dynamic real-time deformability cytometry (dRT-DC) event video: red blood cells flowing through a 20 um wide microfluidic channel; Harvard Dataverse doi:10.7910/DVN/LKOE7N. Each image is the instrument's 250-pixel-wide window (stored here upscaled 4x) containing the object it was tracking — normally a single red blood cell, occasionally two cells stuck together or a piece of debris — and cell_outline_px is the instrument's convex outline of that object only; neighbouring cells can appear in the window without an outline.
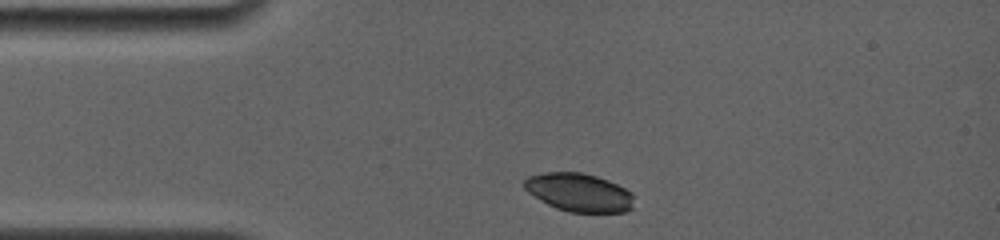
{"species": "common noctule bat (a hibernating species)", "species_latin": "Nyctalus noctula", "temperature_condition": "room temperature", "stored_images_in_passage": 22, "camera_frame_rate_fps": 4000, "um_per_image_px": 0.085, "animal": {"sex": "female", "body_mass_g": 19.0, "forearm_length_mm": 56.7}, "frame": {"image": 1, "passage_image": 1, "time_ms": 0.0, "image_size_px": [1000, 240], "cell_outline_px": [[632, 208], [624, 212], [568, 212], [556, 208], [540, 200], [528, 192], [524, 188], [524, 180], [528, 176], [544, 172], [580, 172], [596, 176], [608, 180], [632, 192]], "centroid_in_image_um": [49.19, 16.35], "position_along_channel_um": 35.8, "area_um2": 24.39}}
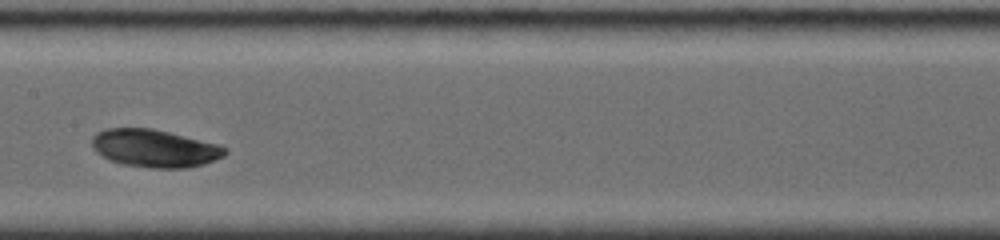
{"frame": {"image": 2, "passage_image": 10, "time_ms": 5.0, "image_size_px": [1000, 240], "cell_outline_px": [[228, 152], [224, 156], [204, 164], [188, 168], [152, 168], [124, 164], [112, 160], [96, 152], [92, 148], [92, 136], [96, 132], [104, 128], [152, 128], [220, 144], [228, 148]], "centroid_in_image_um": [13.17, 12.6], "position_along_channel_um": 194.2, "area_um2": 29.42}}
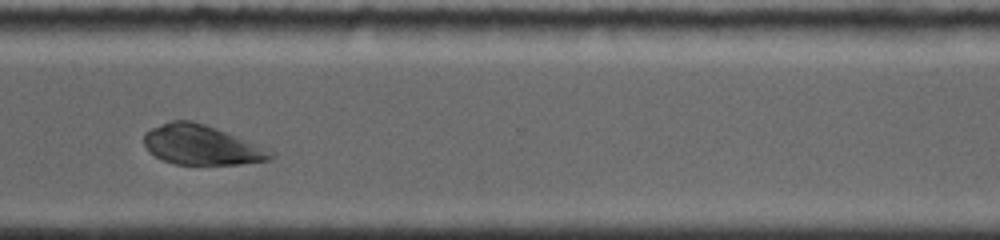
{"frame": {"image": 3, "passage_image": 18, "time_ms": 9.25, "image_size_px": [1000, 240], "cell_outline_px": [[276, 156], [272, 160], [240, 164], [176, 164], [164, 160], [148, 152], [144, 144], [144, 132], [152, 128], [172, 120], [192, 120], [204, 124], [236, 136], [276, 152]], "centroid_in_image_um": [17.14, 12.33], "position_along_channel_um": 353.5, "area_um2": 29.19}, "authors_computed_cell_mechanics": {"area_um2": 28.6977, "velocity_mm_per_s": 3.7331, "shape_relaxation_time_tau1_ms": 2.541, "shape_relaxation_time_tau2_ms": 6.658, "deformation_change_tau1": 0.0768, "deformation_change_tau2": 0.0963}}